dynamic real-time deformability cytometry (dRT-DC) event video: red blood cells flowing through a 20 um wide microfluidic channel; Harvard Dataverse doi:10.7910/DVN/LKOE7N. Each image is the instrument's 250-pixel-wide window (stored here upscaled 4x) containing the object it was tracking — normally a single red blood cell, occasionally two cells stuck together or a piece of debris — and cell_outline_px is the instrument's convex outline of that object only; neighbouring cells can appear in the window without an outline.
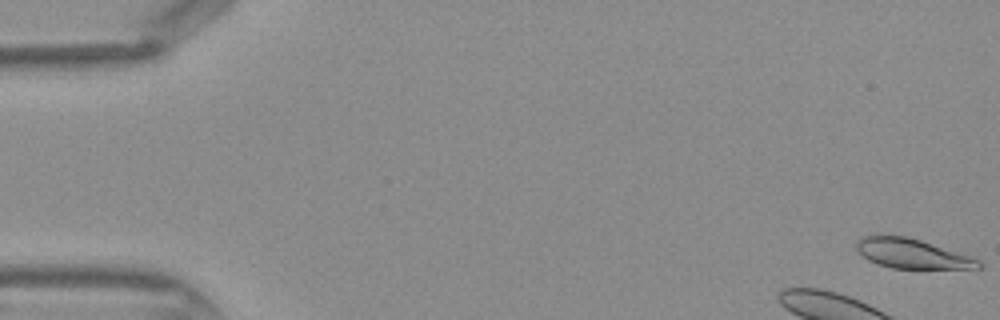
{"species": "Egyptian fruit bat (a non-hibernating species)", "species_latin": "Rousettus aegyptiacus", "temperature_condition": "warm", "stored_images_in_passage": 12, "camera_frame_rate_fps": 3000, "um_per_image_px": 0.085, "frame": {"image": 1, "passage_image": 1, "time_ms": 0.0, "image_size_px": [1000, 320], "cell_outline_px": [[984, 268], [892, 268], [868, 260], [856, 248], [856, 240], [864, 236], [904, 236], [920, 240], [972, 256], [980, 260], [984, 264]], "centroid_in_image_um": [77.58, 21.56], "position_along_channel_um": 7.4, "area_um2": 20.81}}